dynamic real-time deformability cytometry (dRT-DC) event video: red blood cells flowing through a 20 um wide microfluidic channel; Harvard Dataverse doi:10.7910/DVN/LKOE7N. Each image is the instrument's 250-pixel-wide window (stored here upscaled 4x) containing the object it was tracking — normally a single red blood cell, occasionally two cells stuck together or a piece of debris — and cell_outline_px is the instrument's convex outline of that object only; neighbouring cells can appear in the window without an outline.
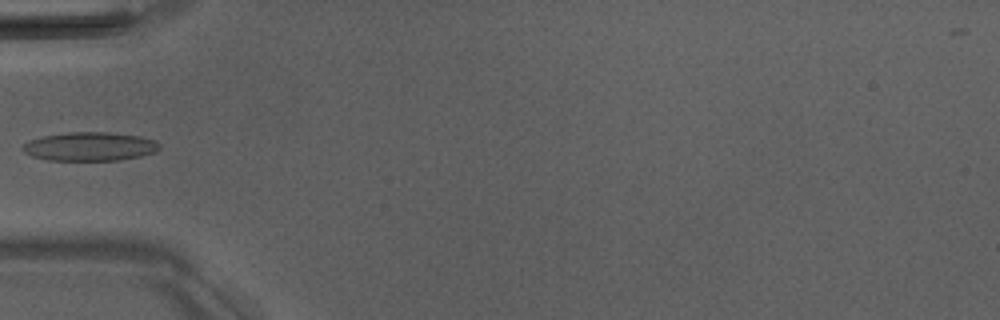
{"species": "Egyptian fruit bat (a non-hibernating species)", "species_latin": "Rousettus aegyptiacus", "temperature_condition": "room temperature", "stored_images_in_passage": 4, "camera_frame_rate_fps": 3000, "um_per_image_px": 0.085, "animal": {"sex": "male"}, "frame": {"image": 1, "passage_image": 4, "time_ms": 3.667, "image_size_px": [1000, 320], "cell_outline_px": [[160, 148], [156, 152], [140, 156], [120, 160], [48, 160], [32, 156], [24, 152], [20, 148], [24, 144], [32, 140], [44, 136], [68, 132], [108, 132], [140, 136], [156, 140], [160, 144]], "centroid_in_image_um": [7.67, 12.45], "position_along_channel_um": 77.3, "area_um2": 22.89}}